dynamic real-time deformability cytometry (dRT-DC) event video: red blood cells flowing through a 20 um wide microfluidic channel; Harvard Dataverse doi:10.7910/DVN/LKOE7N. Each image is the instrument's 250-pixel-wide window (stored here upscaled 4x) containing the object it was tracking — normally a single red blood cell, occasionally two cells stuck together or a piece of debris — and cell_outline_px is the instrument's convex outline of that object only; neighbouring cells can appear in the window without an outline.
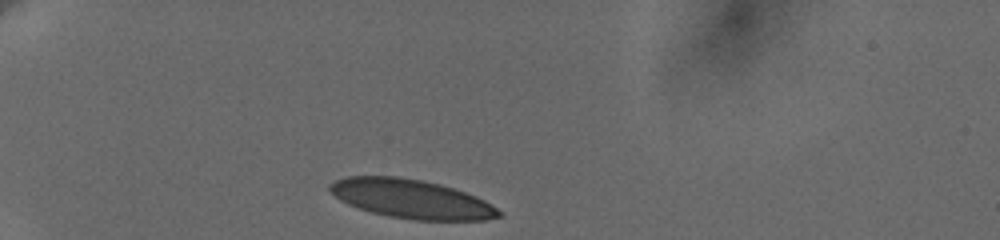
{"species": "human", "species_latin": "Homo sapiens", "temperature_condition": "cold", "stored_images_in_passage": 30, "camera_frame_rate_fps": 3000, "um_per_image_px": 0.085, "donor": {"sex": "female"}, "frame": {"image": 1, "passage_image": 1, "time_ms": 0.0, "image_size_px": [1000, 240], "cell_outline_px": [[504, 212], [500, 216], [484, 220], [412, 220], [388, 216], [372, 212], [348, 204], [340, 200], [328, 188], [328, 184], [336, 180], [348, 176], [400, 176], [440, 184], [476, 196], [492, 204]], "centroid_in_image_um": [34.98, 16.91], "position_along_channel_um": 50.0, "area_um2": 38.26}}
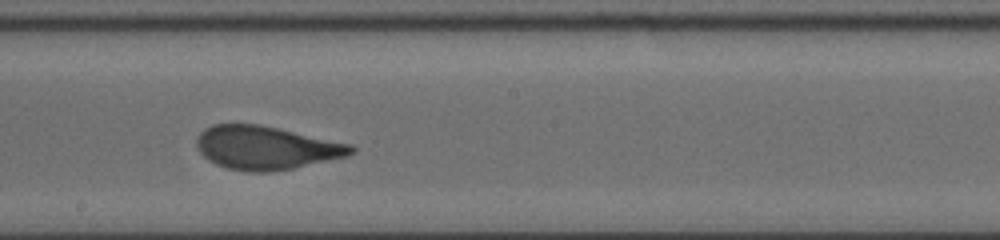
{"frame": {"image": 2, "passage_image": 16, "time_ms": 6.0, "image_size_px": [1000, 240], "cell_outline_px": [[356, 152], [348, 156], [292, 168], [264, 172], [248, 172], [228, 168], [216, 164], [208, 160], [196, 148], [196, 140], [200, 132], [204, 128], [212, 124], [260, 124], [352, 144], [356, 148]], "centroid_in_image_um": [22.61, 12.55], "position_along_channel_um": 225.6, "area_um2": 39.13}}
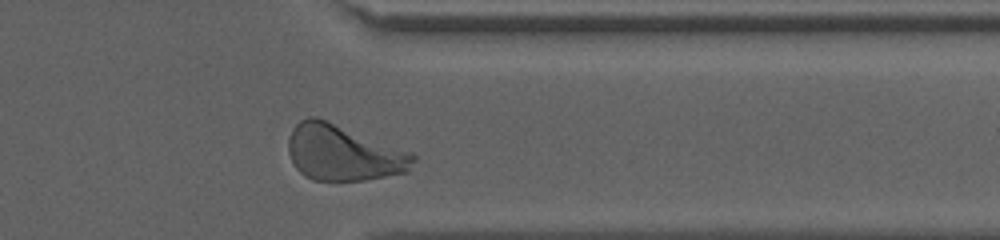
{"frame": {"image": 3, "passage_image": 29, "time_ms": 10.333, "image_size_px": [1000, 240], "cell_outline_px": [[416, 160], [408, 172], [364, 180], [312, 180], [304, 176], [296, 168], [288, 152], [288, 136], [292, 128], [300, 120], [308, 116], [316, 116], [412, 152], [416, 156]], "centroid_in_image_um": [29.17, 12.98], "position_along_channel_um": 382.2, "area_um2": 40.75}, "authors_computed_cell_mechanics": {"area_um2": 39.1595, "velocity_mm_per_s": 3.6228, "shape_relaxation_time_tau1_ms": 3.3238, "shape_relaxation_time_tau2_ms": null, "deformation_change_tau1": 0.156, "deformation_change_tau2": null}}